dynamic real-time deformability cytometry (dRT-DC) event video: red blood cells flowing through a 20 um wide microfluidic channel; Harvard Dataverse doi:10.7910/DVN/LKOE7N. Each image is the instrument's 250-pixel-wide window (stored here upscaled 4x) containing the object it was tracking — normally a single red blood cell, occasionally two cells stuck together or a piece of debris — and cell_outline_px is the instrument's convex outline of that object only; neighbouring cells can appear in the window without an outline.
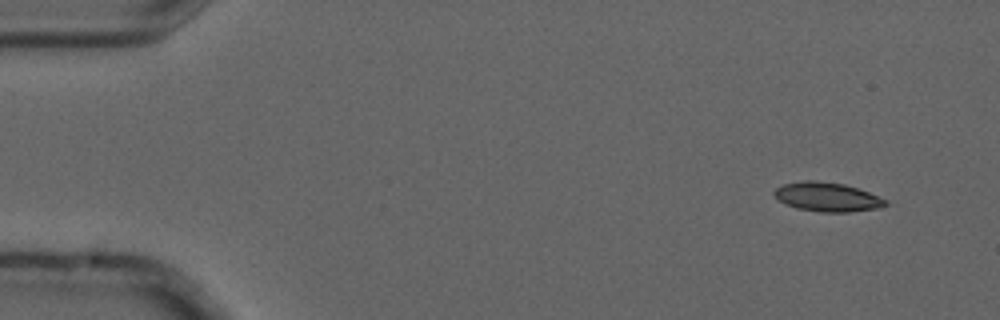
{"species": "common noctule bat (a hibernating species)", "species_latin": "Nyctalus noctula", "temperature_condition": "cold", "stored_images_in_passage": 4, "camera_frame_rate_fps": 3000, "um_per_image_px": 0.085, "animal": {"sex": "male", "forearm_length_mm": 52.5}, "frame": {"image": 1, "passage_image": 1, "time_ms": 0.0, "image_size_px": [1000, 320], "cell_outline_px": [[888, 204], [880, 208], [848, 212], [820, 212], [796, 208], [780, 200], [772, 192], [776, 188], [784, 184], [804, 180], [816, 180], [844, 184], [868, 192], [884, 200]], "centroid_in_image_um": [70.3, 16.74], "position_along_channel_um": 14.7, "area_um2": 18.61}}
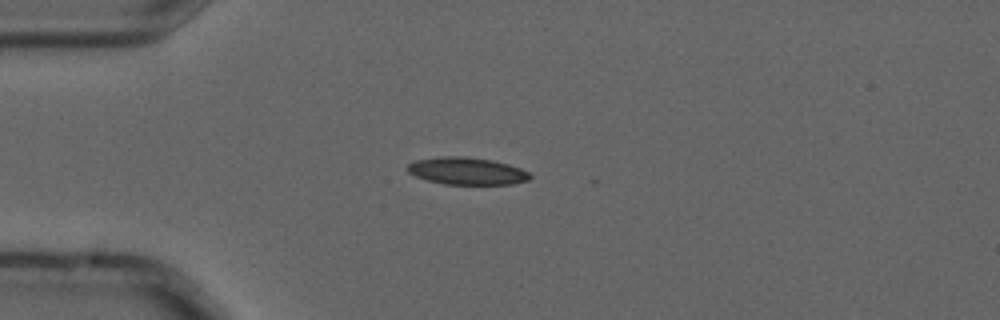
{"frame": {"image": 2, "passage_image": 3, "time_ms": 0.667, "image_size_px": [1000, 320], "cell_outline_px": [[532, 176], [528, 180], [512, 184], [444, 184], [428, 180], [416, 176], [408, 172], [404, 168], [408, 164], [416, 160], [444, 156], [464, 156], [492, 160], [508, 164], [520, 168], [528, 172]], "centroid_in_image_um": [39.67, 14.53], "position_along_channel_um": 45.3, "area_um2": 19.42}}